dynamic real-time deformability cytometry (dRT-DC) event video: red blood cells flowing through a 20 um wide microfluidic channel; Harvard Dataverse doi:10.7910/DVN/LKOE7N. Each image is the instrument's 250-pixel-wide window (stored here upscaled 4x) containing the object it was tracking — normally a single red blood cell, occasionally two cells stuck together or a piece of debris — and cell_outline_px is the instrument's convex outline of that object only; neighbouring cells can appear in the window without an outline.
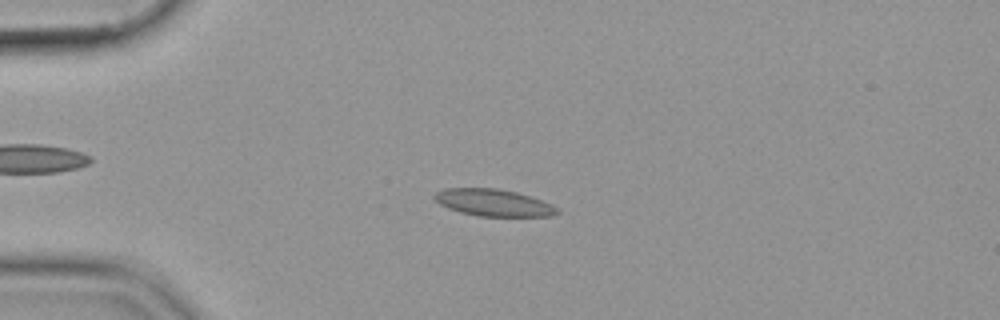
{"species": "common noctule bat (a hibernating species)", "species_latin": "Nyctalus noctula", "temperature_condition": "cold", "stored_images_in_passage": 46, "camera_frame_rate_fps": 3000, "um_per_image_px": 0.085, "animal": {"sex": "female", "body_mass_g": 19.9}, "frame": {"image": 1, "passage_image": 5, "time_ms": 1.333, "image_size_px": [1000, 320], "cell_outline_px": [[560, 212], [552, 216], [480, 216], [460, 212], [448, 208], [440, 204], [432, 196], [436, 192], [444, 188], [496, 188], [516, 192], [552, 204]], "centroid_in_image_um": [41.92, 17.22], "position_along_channel_um": 43.1, "area_um2": 19.13}}
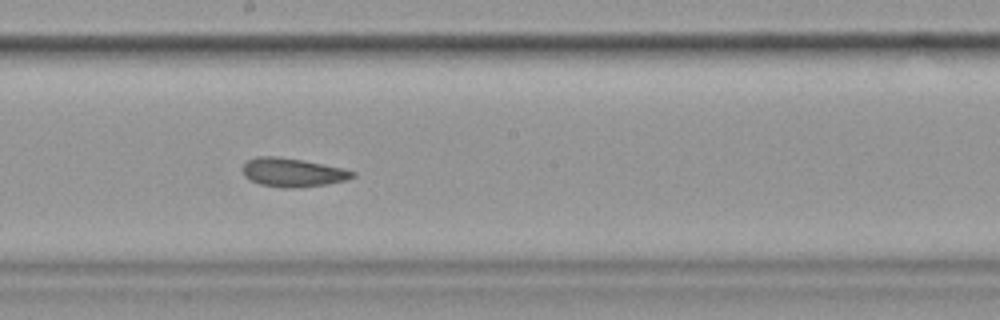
{"frame": {"image": 2, "passage_image": 22, "time_ms": 7.0, "image_size_px": [1000, 320], "cell_outline_px": [[356, 176], [348, 180], [328, 184], [292, 188], [280, 188], [260, 184], [244, 176], [240, 168], [248, 160], [256, 156], [276, 156], [300, 160], [340, 168], [356, 172]], "centroid_in_image_um": [24.84, 14.67], "position_along_channel_um": 223.4, "area_um2": 18.32}}
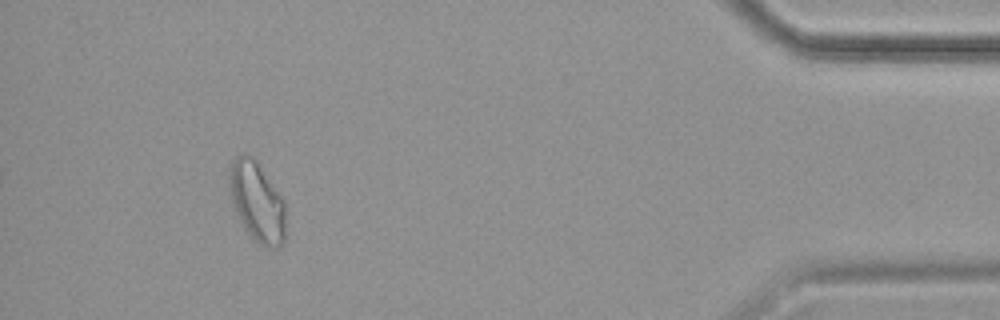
{"frame": {"image": 3, "passage_image": 42, "time_ms": 13.667, "image_size_px": [1000, 320], "cell_outline_px": [[284, 244], [276, 248], [268, 248], [252, 240], [244, 228], [232, 204], [228, 184], [228, 164], [236, 156], [244, 152], [252, 156], [256, 160], [284, 200]], "centroid_in_image_um": [21.8, 17.13], "position_along_channel_um": 413.4, "area_um2": 26.59}}